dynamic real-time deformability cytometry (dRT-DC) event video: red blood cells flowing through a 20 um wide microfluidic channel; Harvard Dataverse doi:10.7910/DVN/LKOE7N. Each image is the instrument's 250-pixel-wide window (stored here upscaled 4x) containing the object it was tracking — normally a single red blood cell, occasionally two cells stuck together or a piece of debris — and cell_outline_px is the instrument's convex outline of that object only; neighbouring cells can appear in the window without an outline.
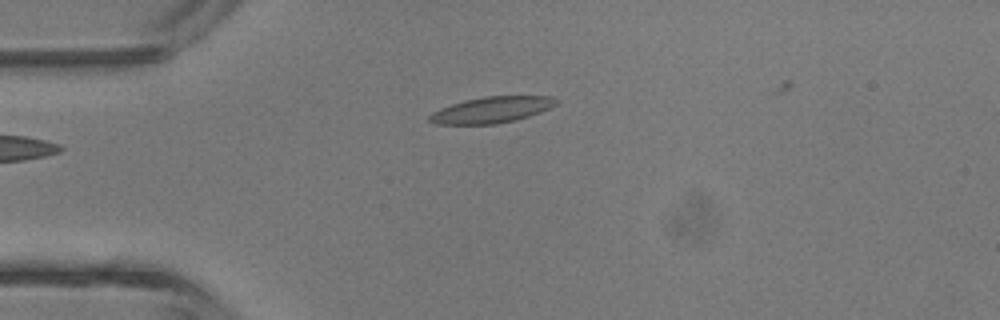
{"species": "common noctule bat (a hibernating species)", "species_latin": "Nyctalus noctula", "temperature_condition": "room temperature", "stored_images_in_passage": 3, "camera_frame_rate_fps": 3000, "um_per_image_px": 0.085, "animal": {"sex": "male", "body_mass_g": 13.3}, "frame": {"image": 1, "passage_image": 3, "time_ms": 2.333, "image_size_px": [1000, 320], "cell_outline_px": [[560, 100], [556, 104], [540, 112], [516, 120], [496, 124], [436, 124], [428, 120], [428, 116], [432, 112], [440, 108], [464, 100], [484, 96], [552, 96]], "centroid_in_image_um": [41.78, 9.33], "position_along_channel_um": 43.2, "area_um2": 19.31}}